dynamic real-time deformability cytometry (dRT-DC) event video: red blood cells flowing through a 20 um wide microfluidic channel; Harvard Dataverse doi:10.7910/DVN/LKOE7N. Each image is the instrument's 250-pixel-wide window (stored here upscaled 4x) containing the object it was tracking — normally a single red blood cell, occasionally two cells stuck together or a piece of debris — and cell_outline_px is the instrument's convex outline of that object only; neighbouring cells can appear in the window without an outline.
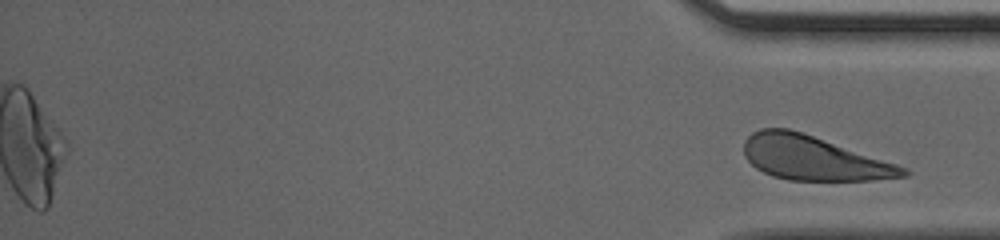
{"species": "human", "species_latin": "Homo sapiens", "temperature_condition": "cold", "stored_images_in_passage": 34, "segment_of_instrument_passage": [2, 2], "camera_frame_rate_fps": 3000, "um_per_image_px": 0.085, "donor": {"sex": "male"}, "frame": {"image": 1, "passage_image": 34, "time_ms": 11.0, "image_size_px": [1000, 240], "cell_outline_px": [[912, 172], [908, 176], [872, 180], [788, 180], [772, 176], [756, 168], [744, 156], [744, 140], [752, 132], [760, 128], [788, 128], [908, 168]], "centroid_in_image_um": [69.12, 13.45], "position_along_channel_um": 366.1, "area_um2": 40.58}}